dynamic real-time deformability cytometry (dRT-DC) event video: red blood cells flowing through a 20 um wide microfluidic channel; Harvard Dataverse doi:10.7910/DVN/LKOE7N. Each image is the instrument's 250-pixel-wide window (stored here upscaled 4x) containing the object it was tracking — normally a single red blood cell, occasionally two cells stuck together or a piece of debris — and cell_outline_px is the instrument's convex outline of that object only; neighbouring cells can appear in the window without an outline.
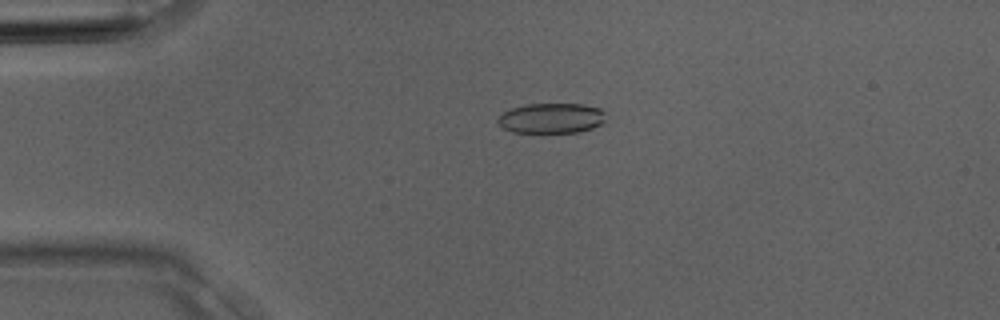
{"species": "Egyptian fruit bat (a non-hibernating species)", "species_latin": "Rousettus aegyptiacus", "temperature_condition": "room temperature", "stored_images_in_passage": 3, "camera_frame_rate_fps": 3000, "um_per_image_px": 0.085, "animal": {"sex": "male"}, "frame": {"image": 1, "passage_image": 3, "time_ms": 0.667, "image_size_px": [1000, 320], "cell_outline_px": [[604, 120], [600, 124], [592, 128], [580, 132], [512, 132], [504, 128], [496, 120], [504, 112], [512, 108], [528, 104], [580, 104], [600, 108], [604, 112]], "centroid_in_image_um": [46.87, 10.04], "position_along_channel_um": 38.1, "area_um2": 18.73}}